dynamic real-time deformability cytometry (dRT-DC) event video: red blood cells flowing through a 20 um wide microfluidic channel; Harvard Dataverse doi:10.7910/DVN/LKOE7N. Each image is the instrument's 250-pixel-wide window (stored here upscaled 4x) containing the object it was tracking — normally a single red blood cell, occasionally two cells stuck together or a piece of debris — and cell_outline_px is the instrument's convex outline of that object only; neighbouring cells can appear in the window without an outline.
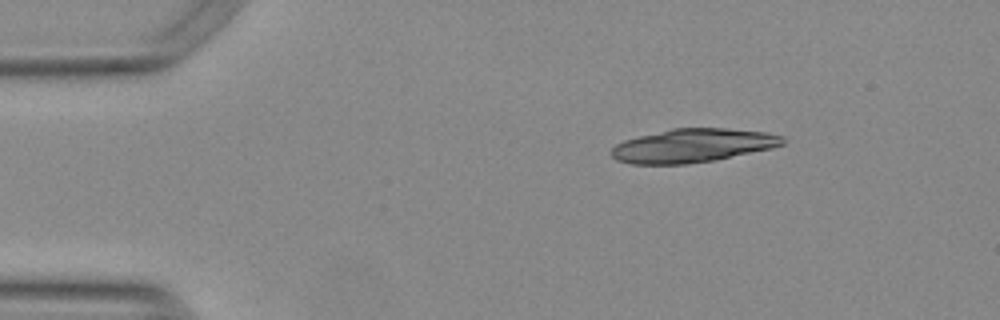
{"species": "Egyptian fruit bat (a non-hibernating species)", "species_latin": "Rousettus aegyptiacus", "temperature_condition": "warm", "stored_images_in_passage": 11, "camera_frame_rate_fps": 3000, "um_per_image_px": 0.085, "animal": {"sex": "female"}, "frame": {"image": 1, "passage_image": 1, "time_ms": 0.0, "image_size_px": [1000, 320], "cell_outline_px": [[788, 140], [784, 144], [772, 148], [716, 160], [688, 164], [632, 164], [616, 160], [608, 152], [616, 144], [624, 140], [672, 128], [728, 128], [768, 132], [784, 136]], "centroid_in_image_um": [58.92, 12.37], "position_along_channel_um": 26.1, "area_um2": 33.87}}